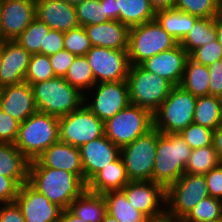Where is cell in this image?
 <instances>
[{"instance_id":"obj_1","label":"cell","mask_w":222,"mask_h":222,"mask_svg":"<svg viewBox=\"0 0 222 222\" xmlns=\"http://www.w3.org/2000/svg\"><path fill=\"white\" fill-rule=\"evenodd\" d=\"M28 183L63 210L87 189L75 174L43 167L36 159L30 161Z\"/></svg>"},{"instance_id":"obj_2","label":"cell","mask_w":222,"mask_h":222,"mask_svg":"<svg viewBox=\"0 0 222 222\" xmlns=\"http://www.w3.org/2000/svg\"><path fill=\"white\" fill-rule=\"evenodd\" d=\"M191 151L179 133L164 134L157 130L152 181L167 189L185 173Z\"/></svg>"},{"instance_id":"obj_3","label":"cell","mask_w":222,"mask_h":222,"mask_svg":"<svg viewBox=\"0 0 222 222\" xmlns=\"http://www.w3.org/2000/svg\"><path fill=\"white\" fill-rule=\"evenodd\" d=\"M58 141L59 118L37 111L20 123L14 145L32 161Z\"/></svg>"},{"instance_id":"obj_4","label":"cell","mask_w":222,"mask_h":222,"mask_svg":"<svg viewBox=\"0 0 222 222\" xmlns=\"http://www.w3.org/2000/svg\"><path fill=\"white\" fill-rule=\"evenodd\" d=\"M31 87L37 110L58 118L78 110L84 102V94L63 77L55 76Z\"/></svg>"},{"instance_id":"obj_5","label":"cell","mask_w":222,"mask_h":222,"mask_svg":"<svg viewBox=\"0 0 222 222\" xmlns=\"http://www.w3.org/2000/svg\"><path fill=\"white\" fill-rule=\"evenodd\" d=\"M127 83L130 104L145 108L152 114L159 109L174 87L167 79L146 71L140 65H130Z\"/></svg>"},{"instance_id":"obj_6","label":"cell","mask_w":222,"mask_h":222,"mask_svg":"<svg viewBox=\"0 0 222 222\" xmlns=\"http://www.w3.org/2000/svg\"><path fill=\"white\" fill-rule=\"evenodd\" d=\"M178 43L156 19L130 27L127 50L129 63L140 65L146 59L174 48Z\"/></svg>"},{"instance_id":"obj_7","label":"cell","mask_w":222,"mask_h":222,"mask_svg":"<svg viewBox=\"0 0 222 222\" xmlns=\"http://www.w3.org/2000/svg\"><path fill=\"white\" fill-rule=\"evenodd\" d=\"M196 101L197 97L180 85L174 86L170 95L153 114L154 127L164 134L180 133L193 123Z\"/></svg>"},{"instance_id":"obj_8","label":"cell","mask_w":222,"mask_h":222,"mask_svg":"<svg viewBox=\"0 0 222 222\" xmlns=\"http://www.w3.org/2000/svg\"><path fill=\"white\" fill-rule=\"evenodd\" d=\"M153 127V114L149 110L129 104L104 122V133L117 147L122 148Z\"/></svg>"},{"instance_id":"obj_9","label":"cell","mask_w":222,"mask_h":222,"mask_svg":"<svg viewBox=\"0 0 222 222\" xmlns=\"http://www.w3.org/2000/svg\"><path fill=\"white\" fill-rule=\"evenodd\" d=\"M209 195L204 175L184 173L166 189V213L180 222L200 201Z\"/></svg>"},{"instance_id":"obj_10","label":"cell","mask_w":222,"mask_h":222,"mask_svg":"<svg viewBox=\"0 0 222 222\" xmlns=\"http://www.w3.org/2000/svg\"><path fill=\"white\" fill-rule=\"evenodd\" d=\"M156 148L157 129L155 127L132 143L120 148V157L130 181L152 180Z\"/></svg>"},{"instance_id":"obj_11","label":"cell","mask_w":222,"mask_h":222,"mask_svg":"<svg viewBox=\"0 0 222 222\" xmlns=\"http://www.w3.org/2000/svg\"><path fill=\"white\" fill-rule=\"evenodd\" d=\"M105 135L104 122L84 104L68 115L59 117V141L74 147Z\"/></svg>"},{"instance_id":"obj_12","label":"cell","mask_w":222,"mask_h":222,"mask_svg":"<svg viewBox=\"0 0 222 222\" xmlns=\"http://www.w3.org/2000/svg\"><path fill=\"white\" fill-rule=\"evenodd\" d=\"M90 90L88 92H93L94 98L89 101L90 93H85L83 104L103 122L130 104L127 80L96 83Z\"/></svg>"},{"instance_id":"obj_13","label":"cell","mask_w":222,"mask_h":222,"mask_svg":"<svg viewBox=\"0 0 222 222\" xmlns=\"http://www.w3.org/2000/svg\"><path fill=\"white\" fill-rule=\"evenodd\" d=\"M85 57L92 68L95 83L127 80L130 67L127 50L92 46Z\"/></svg>"},{"instance_id":"obj_14","label":"cell","mask_w":222,"mask_h":222,"mask_svg":"<svg viewBox=\"0 0 222 222\" xmlns=\"http://www.w3.org/2000/svg\"><path fill=\"white\" fill-rule=\"evenodd\" d=\"M122 191L134 209L148 218L166 213V189L158 183L149 181H130Z\"/></svg>"},{"instance_id":"obj_15","label":"cell","mask_w":222,"mask_h":222,"mask_svg":"<svg viewBox=\"0 0 222 222\" xmlns=\"http://www.w3.org/2000/svg\"><path fill=\"white\" fill-rule=\"evenodd\" d=\"M36 18V0H0L3 41H14Z\"/></svg>"},{"instance_id":"obj_16","label":"cell","mask_w":222,"mask_h":222,"mask_svg":"<svg viewBox=\"0 0 222 222\" xmlns=\"http://www.w3.org/2000/svg\"><path fill=\"white\" fill-rule=\"evenodd\" d=\"M15 202L20 207L25 222H58L63 210L28 182L20 186Z\"/></svg>"},{"instance_id":"obj_17","label":"cell","mask_w":222,"mask_h":222,"mask_svg":"<svg viewBox=\"0 0 222 222\" xmlns=\"http://www.w3.org/2000/svg\"><path fill=\"white\" fill-rule=\"evenodd\" d=\"M30 57L16 40L0 43V88L25 82Z\"/></svg>"},{"instance_id":"obj_18","label":"cell","mask_w":222,"mask_h":222,"mask_svg":"<svg viewBox=\"0 0 222 222\" xmlns=\"http://www.w3.org/2000/svg\"><path fill=\"white\" fill-rule=\"evenodd\" d=\"M80 154L84 183L87 185L97 173L120 156V148L103 135L82 145Z\"/></svg>"},{"instance_id":"obj_19","label":"cell","mask_w":222,"mask_h":222,"mask_svg":"<svg viewBox=\"0 0 222 222\" xmlns=\"http://www.w3.org/2000/svg\"><path fill=\"white\" fill-rule=\"evenodd\" d=\"M188 58V52L178 43L174 48L146 59L140 66L150 73L167 79L174 86H179Z\"/></svg>"},{"instance_id":"obj_20","label":"cell","mask_w":222,"mask_h":222,"mask_svg":"<svg viewBox=\"0 0 222 222\" xmlns=\"http://www.w3.org/2000/svg\"><path fill=\"white\" fill-rule=\"evenodd\" d=\"M0 108L20 123L24 122L38 111L31 85L23 82L1 87Z\"/></svg>"},{"instance_id":"obj_21","label":"cell","mask_w":222,"mask_h":222,"mask_svg":"<svg viewBox=\"0 0 222 222\" xmlns=\"http://www.w3.org/2000/svg\"><path fill=\"white\" fill-rule=\"evenodd\" d=\"M36 18L61 32L79 26L75 5L63 0H36Z\"/></svg>"},{"instance_id":"obj_22","label":"cell","mask_w":222,"mask_h":222,"mask_svg":"<svg viewBox=\"0 0 222 222\" xmlns=\"http://www.w3.org/2000/svg\"><path fill=\"white\" fill-rule=\"evenodd\" d=\"M36 160L43 167L71 172L84 182L79 147L58 141L47 148Z\"/></svg>"},{"instance_id":"obj_23","label":"cell","mask_w":222,"mask_h":222,"mask_svg":"<svg viewBox=\"0 0 222 222\" xmlns=\"http://www.w3.org/2000/svg\"><path fill=\"white\" fill-rule=\"evenodd\" d=\"M84 28L92 46L128 50L130 28L119 20L88 25Z\"/></svg>"},{"instance_id":"obj_24","label":"cell","mask_w":222,"mask_h":222,"mask_svg":"<svg viewBox=\"0 0 222 222\" xmlns=\"http://www.w3.org/2000/svg\"><path fill=\"white\" fill-rule=\"evenodd\" d=\"M129 182L123 160L119 156L87 183V190L104 195L110 191L122 190Z\"/></svg>"},{"instance_id":"obj_25","label":"cell","mask_w":222,"mask_h":222,"mask_svg":"<svg viewBox=\"0 0 222 222\" xmlns=\"http://www.w3.org/2000/svg\"><path fill=\"white\" fill-rule=\"evenodd\" d=\"M30 161L12 143H0V175L14 179L20 186L28 182Z\"/></svg>"},{"instance_id":"obj_26","label":"cell","mask_w":222,"mask_h":222,"mask_svg":"<svg viewBox=\"0 0 222 222\" xmlns=\"http://www.w3.org/2000/svg\"><path fill=\"white\" fill-rule=\"evenodd\" d=\"M67 209L84 222H102L107 214L104 195L92 193L87 189Z\"/></svg>"},{"instance_id":"obj_27","label":"cell","mask_w":222,"mask_h":222,"mask_svg":"<svg viewBox=\"0 0 222 222\" xmlns=\"http://www.w3.org/2000/svg\"><path fill=\"white\" fill-rule=\"evenodd\" d=\"M155 19L180 43L199 17L173 8L156 12Z\"/></svg>"},{"instance_id":"obj_28","label":"cell","mask_w":222,"mask_h":222,"mask_svg":"<svg viewBox=\"0 0 222 222\" xmlns=\"http://www.w3.org/2000/svg\"><path fill=\"white\" fill-rule=\"evenodd\" d=\"M149 0H117V20L133 27L155 19Z\"/></svg>"},{"instance_id":"obj_29","label":"cell","mask_w":222,"mask_h":222,"mask_svg":"<svg viewBox=\"0 0 222 222\" xmlns=\"http://www.w3.org/2000/svg\"><path fill=\"white\" fill-rule=\"evenodd\" d=\"M209 80L208 66L199 64L189 57L180 86L193 96H207L209 95Z\"/></svg>"},{"instance_id":"obj_30","label":"cell","mask_w":222,"mask_h":222,"mask_svg":"<svg viewBox=\"0 0 222 222\" xmlns=\"http://www.w3.org/2000/svg\"><path fill=\"white\" fill-rule=\"evenodd\" d=\"M104 197L107 213L118 222H144L148 218L141 211L133 208L122 190L110 191L105 193Z\"/></svg>"},{"instance_id":"obj_31","label":"cell","mask_w":222,"mask_h":222,"mask_svg":"<svg viewBox=\"0 0 222 222\" xmlns=\"http://www.w3.org/2000/svg\"><path fill=\"white\" fill-rule=\"evenodd\" d=\"M217 40V18H199L179 43L190 55L195 49Z\"/></svg>"},{"instance_id":"obj_32","label":"cell","mask_w":222,"mask_h":222,"mask_svg":"<svg viewBox=\"0 0 222 222\" xmlns=\"http://www.w3.org/2000/svg\"><path fill=\"white\" fill-rule=\"evenodd\" d=\"M222 122V105L217 96L197 97L193 123L215 130Z\"/></svg>"},{"instance_id":"obj_33","label":"cell","mask_w":222,"mask_h":222,"mask_svg":"<svg viewBox=\"0 0 222 222\" xmlns=\"http://www.w3.org/2000/svg\"><path fill=\"white\" fill-rule=\"evenodd\" d=\"M64 79L83 94L90 91L96 84L92 68L85 56L74 58Z\"/></svg>"},{"instance_id":"obj_34","label":"cell","mask_w":222,"mask_h":222,"mask_svg":"<svg viewBox=\"0 0 222 222\" xmlns=\"http://www.w3.org/2000/svg\"><path fill=\"white\" fill-rule=\"evenodd\" d=\"M221 162L222 160L218 157L213 145L193 149L188 159L185 173L204 175Z\"/></svg>"},{"instance_id":"obj_35","label":"cell","mask_w":222,"mask_h":222,"mask_svg":"<svg viewBox=\"0 0 222 222\" xmlns=\"http://www.w3.org/2000/svg\"><path fill=\"white\" fill-rule=\"evenodd\" d=\"M49 30L50 28L44 22L35 18L16 41L30 54L44 55V40Z\"/></svg>"},{"instance_id":"obj_36","label":"cell","mask_w":222,"mask_h":222,"mask_svg":"<svg viewBox=\"0 0 222 222\" xmlns=\"http://www.w3.org/2000/svg\"><path fill=\"white\" fill-rule=\"evenodd\" d=\"M222 220V200L208 196L200 201L180 222H218Z\"/></svg>"},{"instance_id":"obj_37","label":"cell","mask_w":222,"mask_h":222,"mask_svg":"<svg viewBox=\"0 0 222 222\" xmlns=\"http://www.w3.org/2000/svg\"><path fill=\"white\" fill-rule=\"evenodd\" d=\"M79 26H88L110 21L100 0H84L75 5Z\"/></svg>"},{"instance_id":"obj_38","label":"cell","mask_w":222,"mask_h":222,"mask_svg":"<svg viewBox=\"0 0 222 222\" xmlns=\"http://www.w3.org/2000/svg\"><path fill=\"white\" fill-rule=\"evenodd\" d=\"M175 9L199 18H218L217 0H176Z\"/></svg>"},{"instance_id":"obj_39","label":"cell","mask_w":222,"mask_h":222,"mask_svg":"<svg viewBox=\"0 0 222 222\" xmlns=\"http://www.w3.org/2000/svg\"><path fill=\"white\" fill-rule=\"evenodd\" d=\"M55 77L49 56L43 54H31L25 82L30 85L40 83Z\"/></svg>"},{"instance_id":"obj_40","label":"cell","mask_w":222,"mask_h":222,"mask_svg":"<svg viewBox=\"0 0 222 222\" xmlns=\"http://www.w3.org/2000/svg\"><path fill=\"white\" fill-rule=\"evenodd\" d=\"M91 48L90 39L83 26L64 32V49L75 56H85Z\"/></svg>"},{"instance_id":"obj_41","label":"cell","mask_w":222,"mask_h":222,"mask_svg":"<svg viewBox=\"0 0 222 222\" xmlns=\"http://www.w3.org/2000/svg\"><path fill=\"white\" fill-rule=\"evenodd\" d=\"M179 134L182 135L192 150L213 145L214 130L196 123H191Z\"/></svg>"},{"instance_id":"obj_42","label":"cell","mask_w":222,"mask_h":222,"mask_svg":"<svg viewBox=\"0 0 222 222\" xmlns=\"http://www.w3.org/2000/svg\"><path fill=\"white\" fill-rule=\"evenodd\" d=\"M189 57L199 64L209 66L217 60L222 59V46L218 40H215L198 47Z\"/></svg>"},{"instance_id":"obj_43","label":"cell","mask_w":222,"mask_h":222,"mask_svg":"<svg viewBox=\"0 0 222 222\" xmlns=\"http://www.w3.org/2000/svg\"><path fill=\"white\" fill-rule=\"evenodd\" d=\"M19 128L20 122L0 108V143L14 144Z\"/></svg>"},{"instance_id":"obj_44","label":"cell","mask_w":222,"mask_h":222,"mask_svg":"<svg viewBox=\"0 0 222 222\" xmlns=\"http://www.w3.org/2000/svg\"><path fill=\"white\" fill-rule=\"evenodd\" d=\"M75 57L74 54L65 49L50 55L49 59L55 76L64 78Z\"/></svg>"},{"instance_id":"obj_45","label":"cell","mask_w":222,"mask_h":222,"mask_svg":"<svg viewBox=\"0 0 222 222\" xmlns=\"http://www.w3.org/2000/svg\"><path fill=\"white\" fill-rule=\"evenodd\" d=\"M204 177L208 186L209 195L212 198L222 200V162L204 174Z\"/></svg>"},{"instance_id":"obj_46","label":"cell","mask_w":222,"mask_h":222,"mask_svg":"<svg viewBox=\"0 0 222 222\" xmlns=\"http://www.w3.org/2000/svg\"><path fill=\"white\" fill-rule=\"evenodd\" d=\"M64 50V32L50 29L45 35L44 55L50 56Z\"/></svg>"},{"instance_id":"obj_47","label":"cell","mask_w":222,"mask_h":222,"mask_svg":"<svg viewBox=\"0 0 222 222\" xmlns=\"http://www.w3.org/2000/svg\"><path fill=\"white\" fill-rule=\"evenodd\" d=\"M210 75L209 95L219 97L222 94V59L208 66Z\"/></svg>"},{"instance_id":"obj_48","label":"cell","mask_w":222,"mask_h":222,"mask_svg":"<svg viewBox=\"0 0 222 222\" xmlns=\"http://www.w3.org/2000/svg\"><path fill=\"white\" fill-rule=\"evenodd\" d=\"M19 188L14 179L0 175V204L14 202Z\"/></svg>"},{"instance_id":"obj_49","label":"cell","mask_w":222,"mask_h":222,"mask_svg":"<svg viewBox=\"0 0 222 222\" xmlns=\"http://www.w3.org/2000/svg\"><path fill=\"white\" fill-rule=\"evenodd\" d=\"M0 222H25L21 209L15 201L0 204Z\"/></svg>"},{"instance_id":"obj_50","label":"cell","mask_w":222,"mask_h":222,"mask_svg":"<svg viewBox=\"0 0 222 222\" xmlns=\"http://www.w3.org/2000/svg\"><path fill=\"white\" fill-rule=\"evenodd\" d=\"M104 4L105 15L109 20H117V0H100Z\"/></svg>"},{"instance_id":"obj_51","label":"cell","mask_w":222,"mask_h":222,"mask_svg":"<svg viewBox=\"0 0 222 222\" xmlns=\"http://www.w3.org/2000/svg\"><path fill=\"white\" fill-rule=\"evenodd\" d=\"M176 0H149L152 9L156 12L161 10L173 9Z\"/></svg>"},{"instance_id":"obj_52","label":"cell","mask_w":222,"mask_h":222,"mask_svg":"<svg viewBox=\"0 0 222 222\" xmlns=\"http://www.w3.org/2000/svg\"><path fill=\"white\" fill-rule=\"evenodd\" d=\"M213 147L216 150L218 157L222 160V122L214 130Z\"/></svg>"},{"instance_id":"obj_53","label":"cell","mask_w":222,"mask_h":222,"mask_svg":"<svg viewBox=\"0 0 222 222\" xmlns=\"http://www.w3.org/2000/svg\"><path fill=\"white\" fill-rule=\"evenodd\" d=\"M58 222H84L81 218L73 215L68 209L61 212Z\"/></svg>"},{"instance_id":"obj_54","label":"cell","mask_w":222,"mask_h":222,"mask_svg":"<svg viewBox=\"0 0 222 222\" xmlns=\"http://www.w3.org/2000/svg\"><path fill=\"white\" fill-rule=\"evenodd\" d=\"M144 222H175L167 213L154 218H147Z\"/></svg>"},{"instance_id":"obj_55","label":"cell","mask_w":222,"mask_h":222,"mask_svg":"<svg viewBox=\"0 0 222 222\" xmlns=\"http://www.w3.org/2000/svg\"><path fill=\"white\" fill-rule=\"evenodd\" d=\"M217 40L222 46V22L217 18Z\"/></svg>"},{"instance_id":"obj_56","label":"cell","mask_w":222,"mask_h":222,"mask_svg":"<svg viewBox=\"0 0 222 222\" xmlns=\"http://www.w3.org/2000/svg\"><path fill=\"white\" fill-rule=\"evenodd\" d=\"M102 222H118V221L107 213Z\"/></svg>"},{"instance_id":"obj_57","label":"cell","mask_w":222,"mask_h":222,"mask_svg":"<svg viewBox=\"0 0 222 222\" xmlns=\"http://www.w3.org/2000/svg\"><path fill=\"white\" fill-rule=\"evenodd\" d=\"M218 19L222 22V1L219 3Z\"/></svg>"},{"instance_id":"obj_58","label":"cell","mask_w":222,"mask_h":222,"mask_svg":"<svg viewBox=\"0 0 222 222\" xmlns=\"http://www.w3.org/2000/svg\"><path fill=\"white\" fill-rule=\"evenodd\" d=\"M63 1H65L67 3H70V4H73V5H76L77 3H80L84 0H63Z\"/></svg>"},{"instance_id":"obj_59","label":"cell","mask_w":222,"mask_h":222,"mask_svg":"<svg viewBox=\"0 0 222 222\" xmlns=\"http://www.w3.org/2000/svg\"><path fill=\"white\" fill-rule=\"evenodd\" d=\"M219 99H220V103L222 105V94L219 96Z\"/></svg>"},{"instance_id":"obj_60","label":"cell","mask_w":222,"mask_h":222,"mask_svg":"<svg viewBox=\"0 0 222 222\" xmlns=\"http://www.w3.org/2000/svg\"><path fill=\"white\" fill-rule=\"evenodd\" d=\"M3 41V38H2V35H1V32H0V43Z\"/></svg>"}]
</instances>
